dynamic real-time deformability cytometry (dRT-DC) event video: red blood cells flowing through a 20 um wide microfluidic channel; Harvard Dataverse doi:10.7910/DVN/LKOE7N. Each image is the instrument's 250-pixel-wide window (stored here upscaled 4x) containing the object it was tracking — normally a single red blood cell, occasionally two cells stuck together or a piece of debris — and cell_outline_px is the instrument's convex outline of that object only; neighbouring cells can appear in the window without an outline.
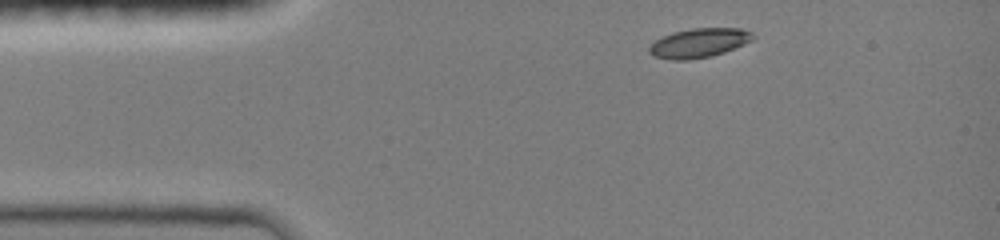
{"species": "common noctule bat (a hibernating species)", "species_latin": "Nyctalus noctula", "temperature_condition": "room temperature", "stored_images_in_passage": 5, "camera_frame_rate_fps": 3000, "um_per_image_px": 0.085, "animal": {"sex": "female", "body_mass_g": 19.0, "forearm_length_mm": 51.5}, "frame": {"image": 1, "passage_image": 1, "time_ms": 0.0, "image_size_px": [1000, 240], "cell_outline_px": [[756, 36], [752, 40], [744, 44], [724, 52], [712, 56], [688, 60], [672, 60], [652, 56], [648, 52], [648, 48], [656, 40], [672, 32], [692, 28], [740, 28], [752, 32]], "centroid_in_image_um": [59.41, 3.65], "position_along_channel_um": 25.6, "area_um2": 17.74}}
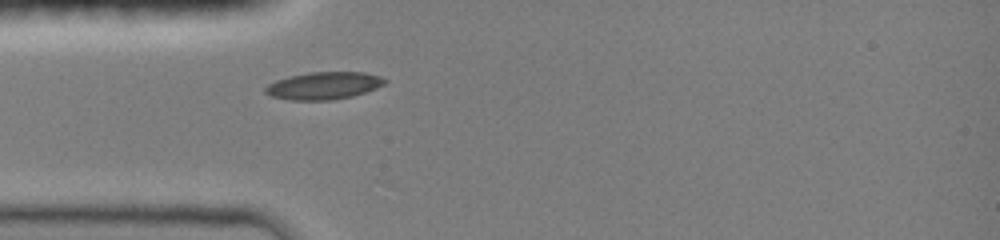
{"frame": {"image": 2, "passage_image": 5, "time_ms": 2.0, "image_size_px": [1000, 240], "cell_outline_px": [[388, 80], [384, 84], [376, 88], [352, 96], [332, 100], [292, 100], [272, 96], [264, 92], [264, 88], [268, 84], [276, 80], [288, 76], [308, 72], [364, 72], [380, 76]], "centroid_in_image_um": [27.51, 7.27], "position_along_channel_um": 57.5, "area_um2": 19.07}}